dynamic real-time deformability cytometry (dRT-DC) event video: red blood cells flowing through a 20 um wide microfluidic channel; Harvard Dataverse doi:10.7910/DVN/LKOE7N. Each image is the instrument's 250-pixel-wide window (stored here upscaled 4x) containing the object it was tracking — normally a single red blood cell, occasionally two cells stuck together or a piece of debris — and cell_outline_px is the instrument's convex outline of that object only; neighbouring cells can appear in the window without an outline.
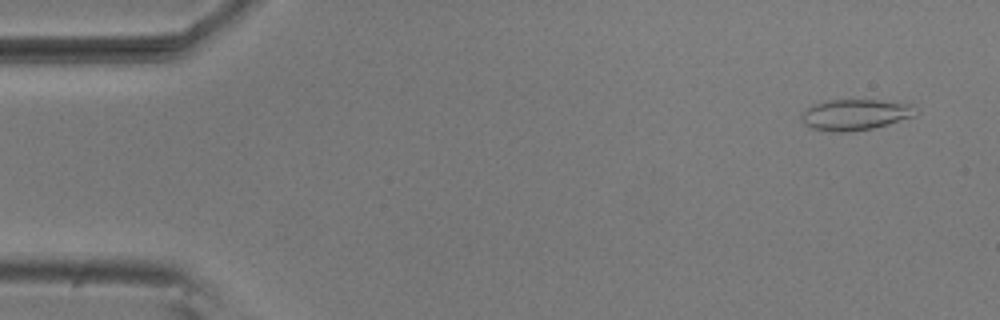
{"species": "common noctule bat (a hibernating species)", "species_latin": "Nyctalus noctula", "temperature_condition": "room temperature", "stored_images_in_passage": 54, "camera_frame_rate_fps": 3000, "um_per_image_px": 0.085, "animal": {"sex": "male", "body_mass_g": 20.5, "forearm_length_mm": 52.5}, "frame": {"image": 1, "passage_image": 3, "time_ms": 0.667, "image_size_px": [1000, 320], "cell_outline_px": [[920, 112], [916, 116], [888, 124], [872, 128], [848, 132], [832, 132], [812, 128], [804, 124], [800, 116], [808, 108], [816, 104], [828, 100], [876, 100], [912, 104]], "centroid_in_image_um": [72.75, 9.75], "position_along_channel_um": 12.3, "area_um2": 20.58}}
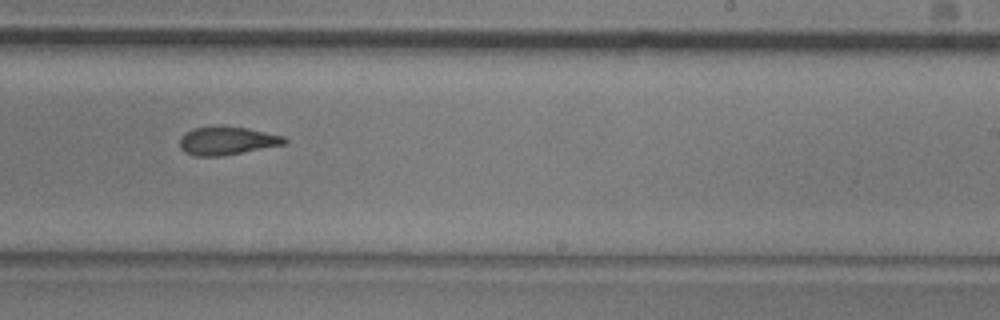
{"frame": {"image": 2, "passage_image": 33, "time_ms": 10.667, "image_size_px": [1000, 320], "cell_outline_px": [[288, 144], [220, 156], [192, 156], [184, 152], [180, 148], [180, 136], [184, 132], [192, 128], [216, 124], [248, 128], [284, 136], [288, 140]], "centroid_in_image_um": [19.27, 11.94], "position_along_channel_um": 269.7, "area_um2": 17.8}}
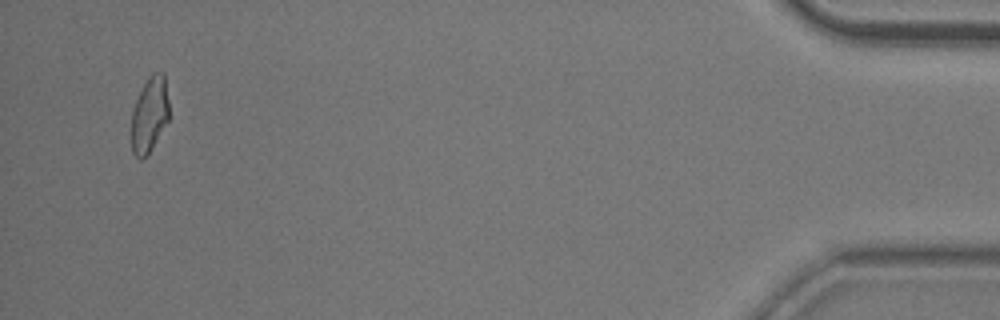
{"frame": {"image": 3, "passage_image": 52, "time_ms": 17.0, "image_size_px": [1000, 320], "cell_outline_px": [[168, 120], [148, 152], [140, 160], [132, 152], [132, 112], [136, 100], [148, 76], [152, 72], [164, 72], [168, 100]], "centroid_in_image_um": [12.71, 9.68], "position_along_channel_um": 422.5, "area_um2": 16.13}, "authors_computed_cell_mechanics": {"area_um2": 17.8024, "velocity_mm_per_s": 3.7099, "shape_relaxation_time_tau1_ms": 6.6501, "shape_relaxation_time_tau2_ms": 2.822, "deformation_change_tau1": 0.1913, "deformation_change_tau2": 0.0934}}